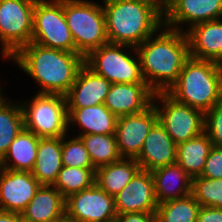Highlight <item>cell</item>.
<instances>
[{"label":"cell","mask_w":222,"mask_h":222,"mask_svg":"<svg viewBox=\"0 0 222 222\" xmlns=\"http://www.w3.org/2000/svg\"><path fill=\"white\" fill-rule=\"evenodd\" d=\"M154 92L147 83L111 84L104 105L118 118L146 110Z\"/></svg>","instance_id":"2e32d148"},{"label":"cell","mask_w":222,"mask_h":222,"mask_svg":"<svg viewBox=\"0 0 222 222\" xmlns=\"http://www.w3.org/2000/svg\"><path fill=\"white\" fill-rule=\"evenodd\" d=\"M19 222H33V221L27 220L24 217L20 216Z\"/></svg>","instance_id":"b9f144b4"},{"label":"cell","mask_w":222,"mask_h":222,"mask_svg":"<svg viewBox=\"0 0 222 222\" xmlns=\"http://www.w3.org/2000/svg\"><path fill=\"white\" fill-rule=\"evenodd\" d=\"M117 222H156L155 212H132L116 216Z\"/></svg>","instance_id":"e575fe53"},{"label":"cell","mask_w":222,"mask_h":222,"mask_svg":"<svg viewBox=\"0 0 222 222\" xmlns=\"http://www.w3.org/2000/svg\"><path fill=\"white\" fill-rule=\"evenodd\" d=\"M36 0H0V58H10L31 42Z\"/></svg>","instance_id":"ba28073f"},{"label":"cell","mask_w":222,"mask_h":222,"mask_svg":"<svg viewBox=\"0 0 222 222\" xmlns=\"http://www.w3.org/2000/svg\"><path fill=\"white\" fill-rule=\"evenodd\" d=\"M166 93L180 103L207 112L222 101V64L189 57Z\"/></svg>","instance_id":"277c9868"},{"label":"cell","mask_w":222,"mask_h":222,"mask_svg":"<svg viewBox=\"0 0 222 222\" xmlns=\"http://www.w3.org/2000/svg\"><path fill=\"white\" fill-rule=\"evenodd\" d=\"M55 222H74L72 219H69L68 217L64 216L63 218H61L58 221Z\"/></svg>","instance_id":"ab89813d"},{"label":"cell","mask_w":222,"mask_h":222,"mask_svg":"<svg viewBox=\"0 0 222 222\" xmlns=\"http://www.w3.org/2000/svg\"><path fill=\"white\" fill-rule=\"evenodd\" d=\"M67 109L68 133L78 137L88 134H115L118 117L104 103L84 108Z\"/></svg>","instance_id":"e0dca14e"},{"label":"cell","mask_w":222,"mask_h":222,"mask_svg":"<svg viewBox=\"0 0 222 222\" xmlns=\"http://www.w3.org/2000/svg\"><path fill=\"white\" fill-rule=\"evenodd\" d=\"M152 104L158 121L176 145L204 132V113L180 103L166 92L154 93Z\"/></svg>","instance_id":"30bf717a"},{"label":"cell","mask_w":222,"mask_h":222,"mask_svg":"<svg viewBox=\"0 0 222 222\" xmlns=\"http://www.w3.org/2000/svg\"><path fill=\"white\" fill-rule=\"evenodd\" d=\"M213 147L209 136L202 132L186 142L177 145V160L190 177L200 176L204 170L206 158Z\"/></svg>","instance_id":"484cf974"},{"label":"cell","mask_w":222,"mask_h":222,"mask_svg":"<svg viewBox=\"0 0 222 222\" xmlns=\"http://www.w3.org/2000/svg\"><path fill=\"white\" fill-rule=\"evenodd\" d=\"M176 160L177 145L158 121L145 138L136 161L141 169L152 172L155 169L173 164Z\"/></svg>","instance_id":"d6986e66"},{"label":"cell","mask_w":222,"mask_h":222,"mask_svg":"<svg viewBox=\"0 0 222 222\" xmlns=\"http://www.w3.org/2000/svg\"><path fill=\"white\" fill-rule=\"evenodd\" d=\"M39 138L32 131L23 128L0 160V167L31 172L37 159Z\"/></svg>","instance_id":"cb8c5ba5"},{"label":"cell","mask_w":222,"mask_h":222,"mask_svg":"<svg viewBox=\"0 0 222 222\" xmlns=\"http://www.w3.org/2000/svg\"><path fill=\"white\" fill-rule=\"evenodd\" d=\"M109 43L137 48L164 25L152 5L131 0H102Z\"/></svg>","instance_id":"3957f363"},{"label":"cell","mask_w":222,"mask_h":222,"mask_svg":"<svg viewBox=\"0 0 222 222\" xmlns=\"http://www.w3.org/2000/svg\"><path fill=\"white\" fill-rule=\"evenodd\" d=\"M200 204L192 194L158 204L156 222H196Z\"/></svg>","instance_id":"f1b7e54d"},{"label":"cell","mask_w":222,"mask_h":222,"mask_svg":"<svg viewBox=\"0 0 222 222\" xmlns=\"http://www.w3.org/2000/svg\"><path fill=\"white\" fill-rule=\"evenodd\" d=\"M110 87L111 83L106 78L94 73L84 64L65 95L67 108H84L102 104Z\"/></svg>","instance_id":"ac0fdd59"},{"label":"cell","mask_w":222,"mask_h":222,"mask_svg":"<svg viewBox=\"0 0 222 222\" xmlns=\"http://www.w3.org/2000/svg\"><path fill=\"white\" fill-rule=\"evenodd\" d=\"M196 222H222V209L200 206Z\"/></svg>","instance_id":"d590c367"},{"label":"cell","mask_w":222,"mask_h":222,"mask_svg":"<svg viewBox=\"0 0 222 222\" xmlns=\"http://www.w3.org/2000/svg\"><path fill=\"white\" fill-rule=\"evenodd\" d=\"M20 213L0 210V222H19Z\"/></svg>","instance_id":"8d00e7d4"},{"label":"cell","mask_w":222,"mask_h":222,"mask_svg":"<svg viewBox=\"0 0 222 222\" xmlns=\"http://www.w3.org/2000/svg\"><path fill=\"white\" fill-rule=\"evenodd\" d=\"M157 122L158 113L153 104L140 113L119 117L115 138L120 156L136 159L145 138Z\"/></svg>","instance_id":"7c38bea8"},{"label":"cell","mask_w":222,"mask_h":222,"mask_svg":"<svg viewBox=\"0 0 222 222\" xmlns=\"http://www.w3.org/2000/svg\"><path fill=\"white\" fill-rule=\"evenodd\" d=\"M117 215L132 212H156L158 200L152 173L140 169L131 181L114 196Z\"/></svg>","instance_id":"9a60e30c"},{"label":"cell","mask_w":222,"mask_h":222,"mask_svg":"<svg viewBox=\"0 0 222 222\" xmlns=\"http://www.w3.org/2000/svg\"><path fill=\"white\" fill-rule=\"evenodd\" d=\"M65 216L74 222H110L116 219L114 197L96 183L65 199Z\"/></svg>","instance_id":"8fae6325"},{"label":"cell","mask_w":222,"mask_h":222,"mask_svg":"<svg viewBox=\"0 0 222 222\" xmlns=\"http://www.w3.org/2000/svg\"><path fill=\"white\" fill-rule=\"evenodd\" d=\"M7 97L0 103V160L24 128V116L19 99Z\"/></svg>","instance_id":"4316f807"},{"label":"cell","mask_w":222,"mask_h":222,"mask_svg":"<svg viewBox=\"0 0 222 222\" xmlns=\"http://www.w3.org/2000/svg\"><path fill=\"white\" fill-rule=\"evenodd\" d=\"M79 137L96 169L122 158L117 148L115 134H88Z\"/></svg>","instance_id":"83f0119b"},{"label":"cell","mask_w":222,"mask_h":222,"mask_svg":"<svg viewBox=\"0 0 222 222\" xmlns=\"http://www.w3.org/2000/svg\"><path fill=\"white\" fill-rule=\"evenodd\" d=\"M64 15L75 53L85 58L91 51L109 43L102 0H64Z\"/></svg>","instance_id":"5b68a950"},{"label":"cell","mask_w":222,"mask_h":222,"mask_svg":"<svg viewBox=\"0 0 222 222\" xmlns=\"http://www.w3.org/2000/svg\"><path fill=\"white\" fill-rule=\"evenodd\" d=\"M160 1L167 7L172 0H160Z\"/></svg>","instance_id":"60d3db41"},{"label":"cell","mask_w":222,"mask_h":222,"mask_svg":"<svg viewBox=\"0 0 222 222\" xmlns=\"http://www.w3.org/2000/svg\"><path fill=\"white\" fill-rule=\"evenodd\" d=\"M21 216L33 222H55L65 216V198L53 185H41Z\"/></svg>","instance_id":"7402d4cb"},{"label":"cell","mask_w":222,"mask_h":222,"mask_svg":"<svg viewBox=\"0 0 222 222\" xmlns=\"http://www.w3.org/2000/svg\"><path fill=\"white\" fill-rule=\"evenodd\" d=\"M185 33L190 57L222 64V19L198 23Z\"/></svg>","instance_id":"ffe728a7"},{"label":"cell","mask_w":222,"mask_h":222,"mask_svg":"<svg viewBox=\"0 0 222 222\" xmlns=\"http://www.w3.org/2000/svg\"><path fill=\"white\" fill-rule=\"evenodd\" d=\"M204 132L213 146L222 147V101L204 113Z\"/></svg>","instance_id":"d6a6232c"},{"label":"cell","mask_w":222,"mask_h":222,"mask_svg":"<svg viewBox=\"0 0 222 222\" xmlns=\"http://www.w3.org/2000/svg\"><path fill=\"white\" fill-rule=\"evenodd\" d=\"M40 186L31 172L0 167V210L21 214Z\"/></svg>","instance_id":"5bb4252c"},{"label":"cell","mask_w":222,"mask_h":222,"mask_svg":"<svg viewBox=\"0 0 222 222\" xmlns=\"http://www.w3.org/2000/svg\"><path fill=\"white\" fill-rule=\"evenodd\" d=\"M151 173L159 204L192 194V177L176 162L155 169Z\"/></svg>","instance_id":"44dd1931"},{"label":"cell","mask_w":222,"mask_h":222,"mask_svg":"<svg viewBox=\"0 0 222 222\" xmlns=\"http://www.w3.org/2000/svg\"><path fill=\"white\" fill-rule=\"evenodd\" d=\"M141 169L139 163L133 158H121L112 164L96 169L95 183L107 194H118Z\"/></svg>","instance_id":"d4e9b609"},{"label":"cell","mask_w":222,"mask_h":222,"mask_svg":"<svg viewBox=\"0 0 222 222\" xmlns=\"http://www.w3.org/2000/svg\"><path fill=\"white\" fill-rule=\"evenodd\" d=\"M200 176L208 179H222V147H212Z\"/></svg>","instance_id":"836d02e7"},{"label":"cell","mask_w":222,"mask_h":222,"mask_svg":"<svg viewBox=\"0 0 222 222\" xmlns=\"http://www.w3.org/2000/svg\"><path fill=\"white\" fill-rule=\"evenodd\" d=\"M31 96L27 95L25 100L19 98L24 116V128L40 138L66 135L68 133L66 96L38 93H32Z\"/></svg>","instance_id":"8992f818"},{"label":"cell","mask_w":222,"mask_h":222,"mask_svg":"<svg viewBox=\"0 0 222 222\" xmlns=\"http://www.w3.org/2000/svg\"><path fill=\"white\" fill-rule=\"evenodd\" d=\"M222 19V0H172L165 9L164 26L186 32L201 22Z\"/></svg>","instance_id":"4fadbf2b"},{"label":"cell","mask_w":222,"mask_h":222,"mask_svg":"<svg viewBox=\"0 0 222 222\" xmlns=\"http://www.w3.org/2000/svg\"><path fill=\"white\" fill-rule=\"evenodd\" d=\"M31 42L75 52V44L64 15V0H36Z\"/></svg>","instance_id":"9c48e42d"},{"label":"cell","mask_w":222,"mask_h":222,"mask_svg":"<svg viewBox=\"0 0 222 222\" xmlns=\"http://www.w3.org/2000/svg\"><path fill=\"white\" fill-rule=\"evenodd\" d=\"M10 62L33 81L38 94L66 95L80 68L84 57L75 52L53 49L30 42L22 46Z\"/></svg>","instance_id":"6da1fadb"},{"label":"cell","mask_w":222,"mask_h":222,"mask_svg":"<svg viewBox=\"0 0 222 222\" xmlns=\"http://www.w3.org/2000/svg\"><path fill=\"white\" fill-rule=\"evenodd\" d=\"M136 49L144 81L154 93L167 92L190 57L186 33L164 25Z\"/></svg>","instance_id":"7a4b0ae2"},{"label":"cell","mask_w":222,"mask_h":222,"mask_svg":"<svg viewBox=\"0 0 222 222\" xmlns=\"http://www.w3.org/2000/svg\"><path fill=\"white\" fill-rule=\"evenodd\" d=\"M131 1L150 4L154 6L164 16L166 6L160 0H131Z\"/></svg>","instance_id":"74e56055"},{"label":"cell","mask_w":222,"mask_h":222,"mask_svg":"<svg viewBox=\"0 0 222 222\" xmlns=\"http://www.w3.org/2000/svg\"><path fill=\"white\" fill-rule=\"evenodd\" d=\"M62 165L95 168L80 137L67 133L62 137Z\"/></svg>","instance_id":"1f68e13d"},{"label":"cell","mask_w":222,"mask_h":222,"mask_svg":"<svg viewBox=\"0 0 222 222\" xmlns=\"http://www.w3.org/2000/svg\"><path fill=\"white\" fill-rule=\"evenodd\" d=\"M84 64L111 84L146 83L137 49L132 46L107 43L91 51Z\"/></svg>","instance_id":"52a82bcc"},{"label":"cell","mask_w":222,"mask_h":222,"mask_svg":"<svg viewBox=\"0 0 222 222\" xmlns=\"http://www.w3.org/2000/svg\"><path fill=\"white\" fill-rule=\"evenodd\" d=\"M4 78L0 77V103L5 100L9 95L6 92V89H4V83L2 82ZM5 90V91H4Z\"/></svg>","instance_id":"f35d334b"},{"label":"cell","mask_w":222,"mask_h":222,"mask_svg":"<svg viewBox=\"0 0 222 222\" xmlns=\"http://www.w3.org/2000/svg\"><path fill=\"white\" fill-rule=\"evenodd\" d=\"M62 137L39 138L32 175L41 185H53L62 169Z\"/></svg>","instance_id":"603a6c76"},{"label":"cell","mask_w":222,"mask_h":222,"mask_svg":"<svg viewBox=\"0 0 222 222\" xmlns=\"http://www.w3.org/2000/svg\"><path fill=\"white\" fill-rule=\"evenodd\" d=\"M192 195L200 206L222 209V179L193 177Z\"/></svg>","instance_id":"4dcf8cb0"},{"label":"cell","mask_w":222,"mask_h":222,"mask_svg":"<svg viewBox=\"0 0 222 222\" xmlns=\"http://www.w3.org/2000/svg\"><path fill=\"white\" fill-rule=\"evenodd\" d=\"M96 168L62 166L53 186L66 199L71 194L88 189L95 184Z\"/></svg>","instance_id":"f546056e"}]
</instances>
